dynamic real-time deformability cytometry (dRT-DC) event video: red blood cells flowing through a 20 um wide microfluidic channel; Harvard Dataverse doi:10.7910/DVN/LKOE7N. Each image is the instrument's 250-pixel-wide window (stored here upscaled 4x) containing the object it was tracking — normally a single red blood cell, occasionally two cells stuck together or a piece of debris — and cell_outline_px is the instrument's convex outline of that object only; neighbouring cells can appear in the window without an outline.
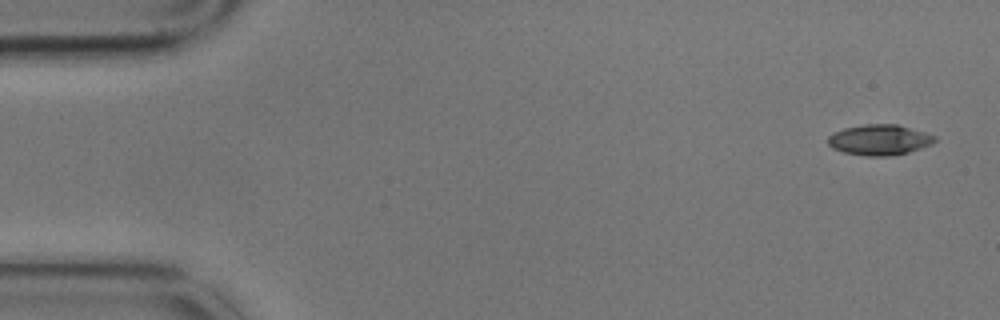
{"species": "common noctule bat (a hibernating species)", "species_latin": "Nyctalus noctula", "temperature_condition": "cold", "stored_images_in_passage": 4, "camera_frame_rate_fps": 3000, "um_per_image_px": 0.085, "animal": {"sex": "male", "body_mass_g": 17.9}, "frame": {"image": 1, "passage_image": 1, "time_ms": 0.0, "image_size_px": [1000, 320], "cell_outline_px": [[936, 140], [932, 144], [908, 152], [892, 156], [868, 156], [844, 152], [832, 148], [828, 144], [828, 136], [844, 128], [864, 124], [896, 124], [924, 132], [936, 136]], "centroid_in_image_um": [74.75, 11.89], "position_along_channel_um": 10.2, "area_um2": 18.9}}
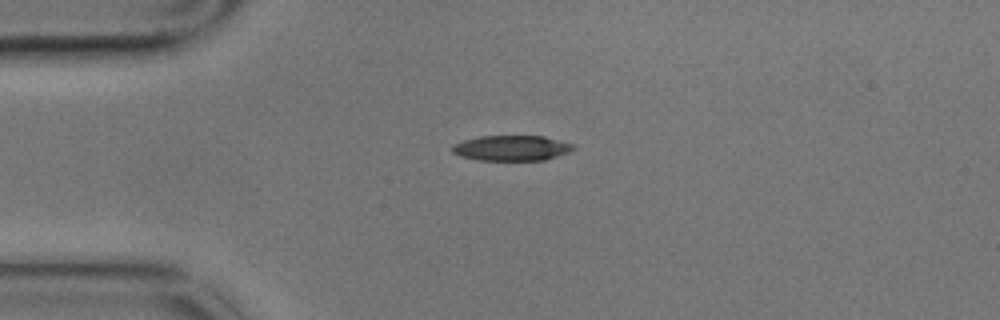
{"frame": {"image": 2, "passage_image": 4, "time_ms": 1.0, "image_size_px": [1000, 320], "cell_outline_px": [[576, 148], [568, 152], [544, 160], [476, 160], [460, 156], [452, 152], [452, 144], [464, 140], [480, 136], [544, 136], [576, 144]], "centroid_in_image_um": [43.49, 12.58], "position_along_channel_um": 41.5, "area_um2": 17.98}}